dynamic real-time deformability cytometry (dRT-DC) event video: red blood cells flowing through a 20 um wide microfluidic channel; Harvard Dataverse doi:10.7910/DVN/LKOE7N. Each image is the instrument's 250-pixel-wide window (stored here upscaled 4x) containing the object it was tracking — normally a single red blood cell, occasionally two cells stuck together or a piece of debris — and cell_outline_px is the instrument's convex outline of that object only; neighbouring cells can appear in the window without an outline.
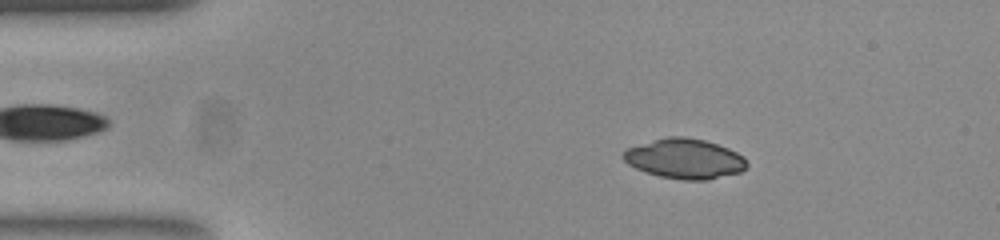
{"species": "common noctule bat (a hibernating species)", "species_latin": "Nyctalus noctula", "temperature_condition": "room temperature", "stored_images_in_passage": 46, "camera_frame_rate_fps": 3000, "um_per_image_px": 0.085, "animal": {"sex": "female", "body_mass_g": 23.0, "forearm_length_mm": 53.4}, "frame": {"image": 1, "passage_image": 8, "time_ms": 2.333, "image_size_px": [1000, 240], "cell_outline_px": [[748, 164], [740, 172], [708, 180], [684, 180], [660, 176], [636, 168], [628, 164], [620, 156], [628, 148], [668, 136], [684, 136], [704, 140], [728, 148], [744, 156]], "centroid_in_image_um": [58.21, 13.49], "position_along_channel_um": 26.8, "area_um2": 28.5}}
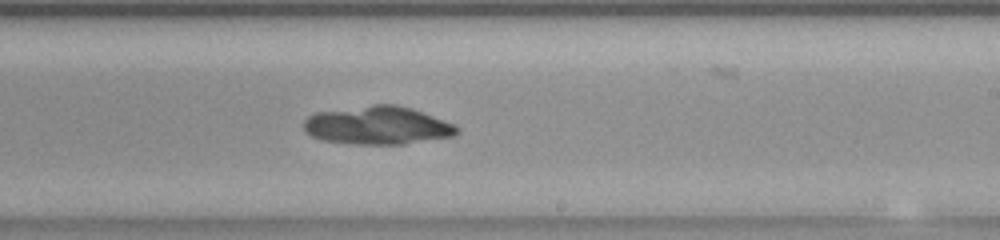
{"frame": {"image": 2, "passage_image": 31, "time_ms": 10.0, "image_size_px": [1000, 240], "cell_outline_px": [[460, 132], [452, 136], [404, 144], [352, 144], [324, 140], [312, 136], [304, 132], [304, 120], [308, 116], [316, 112], [372, 104], [396, 104], [412, 108], [456, 124], [460, 128]], "centroid_in_image_um": [32.11, 10.65], "position_along_channel_um": 256.9, "area_um2": 34.33}}
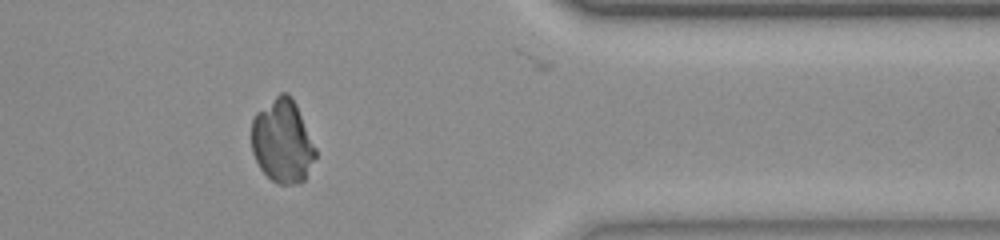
{"frame": {"image": 3, "passage_image": 43, "time_ms": 14.0, "image_size_px": [1000, 240], "cell_outline_px": [[316, 156], [304, 180], [300, 184], [280, 184], [272, 180], [260, 168], [252, 152], [252, 120], [256, 112], [280, 92], [288, 92], [292, 96], [296, 104], [316, 148]], "centroid_in_image_um": [24.01, 11.99], "position_along_channel_um": 387.4, "area_um2": 31.1}}